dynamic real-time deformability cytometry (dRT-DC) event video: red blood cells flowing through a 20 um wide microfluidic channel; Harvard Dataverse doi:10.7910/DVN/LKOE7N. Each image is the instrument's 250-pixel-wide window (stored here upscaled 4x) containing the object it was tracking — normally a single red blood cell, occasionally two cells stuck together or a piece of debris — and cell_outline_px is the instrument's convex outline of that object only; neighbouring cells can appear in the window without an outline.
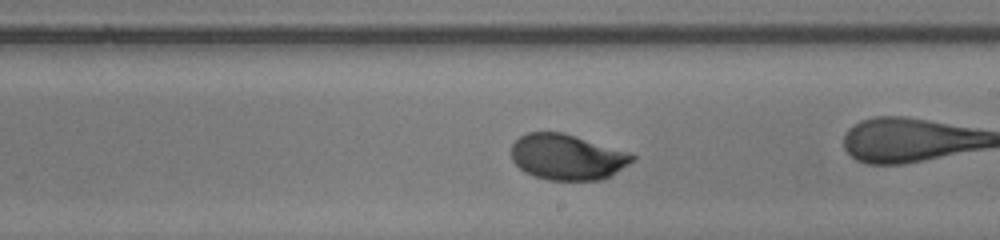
{"species": "human", "species_latin": "Homo sapiens", "temperature_condition": "room temperature", "stored_images_in_passage": 31, "camera_frame_rate_fps": 3000, "um_per_image_px": 0.085, "donor": {"sex": "male"}, "frame": {"image": 1, "passage_image": 18, "time_ms": 5.667, "image_size_px": [1000, 240], "cell_outline_px": [[636, 156], [628, 164], [608, 176], [600, 180], [548, 180], [532, 176], [524, 172], [512, 160], [512, 144], [520, 136], [528, 132], [564, 132], [628, 152]], "centroid_in_image_um": [48.16, 13.34], "position_along_channel_um": 240.8, "area_um2": 32.02}, "authors_computed_cell_mechanics": {"area_um2": 32.1368, "velocity_mm_per_s": 4.1963, "shape_relaxation_time_tau1_ms": 2.0948, "shape_relaxation_time_tau2_ms": null, "deformation_change_tau1": 0.1276, "deformation_change_tau2": null}}